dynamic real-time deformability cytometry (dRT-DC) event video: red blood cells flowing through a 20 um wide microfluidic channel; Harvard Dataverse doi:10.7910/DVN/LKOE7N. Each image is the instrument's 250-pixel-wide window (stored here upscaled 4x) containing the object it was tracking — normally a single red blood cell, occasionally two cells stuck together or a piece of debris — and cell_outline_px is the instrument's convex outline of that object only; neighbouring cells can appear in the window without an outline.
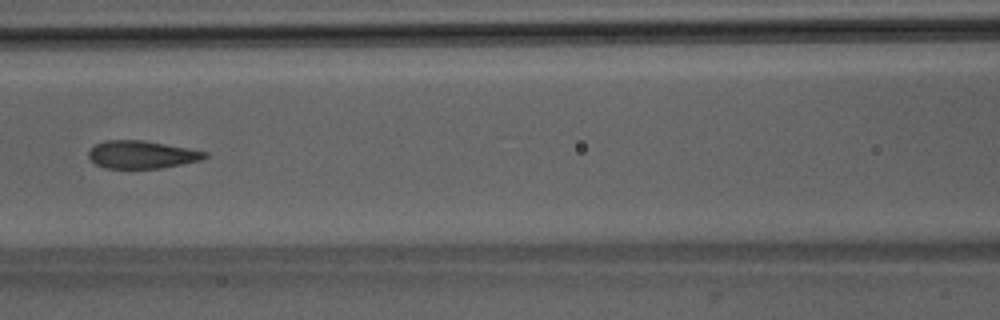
{"species": "Egyptian fruit bat (a non-hibernating species)", "species_latin": "Rousettus aegyptiacus", "temperature_condition": "room temperature", "stored_images_in_passage": 42, "camera_frame_rate_fps": 3000, "um_per_image_px": 0.085, "animal": {"sex": "male"}, "frame": {"image": 1, "passage_image": 13, "time_ms": 4.0, "image_size_px": [1000, 320], "cell_outline_px": [[208, 156], [200, 160], [160, 168], [104, 168], [96, 164], [88, 156], [88, 152], [96, 144], [104, 140], [144, 140], [188, 148], [208, 152]], "centroid_in_image_um": [12.04, 13.13], "position_along_channel_um": 154.6, "area_um2": 18.67}}
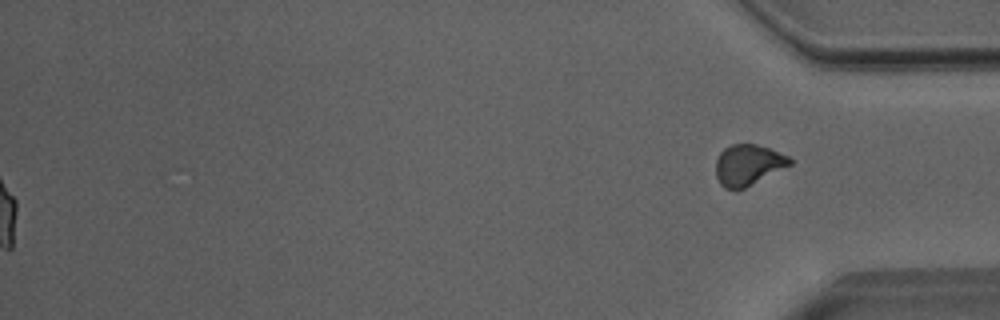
{"frame": {"image": 2, "passage_image": 42, "time_ms": 13.667, "image_size_px": [1000, 320], "cell_outline_px": [[792, 164], [736, 192], [724, 188], [720, 184], [716, 176], [716, 160], [720, 152], [724, 148], [732, 144], [756, 144], [768, 148], [788, 156], [792, 160]], "centroid_in_image_um": [63.55, 14.03], "position_along_channel_um": 371.6, "area_um2": 17.63}, "authors_computed_cell_mechanics": {"area_um2": 19.3919, "velocity_mm_per_s": 4.036, "shape_relaxation_time_tau1_ms": 4.7926, "shape_relaxation_time_tau2_ms": 0.4812, "deformation_change_tau1": 0.1397, "deformation_change_tau2": 0.0451}}